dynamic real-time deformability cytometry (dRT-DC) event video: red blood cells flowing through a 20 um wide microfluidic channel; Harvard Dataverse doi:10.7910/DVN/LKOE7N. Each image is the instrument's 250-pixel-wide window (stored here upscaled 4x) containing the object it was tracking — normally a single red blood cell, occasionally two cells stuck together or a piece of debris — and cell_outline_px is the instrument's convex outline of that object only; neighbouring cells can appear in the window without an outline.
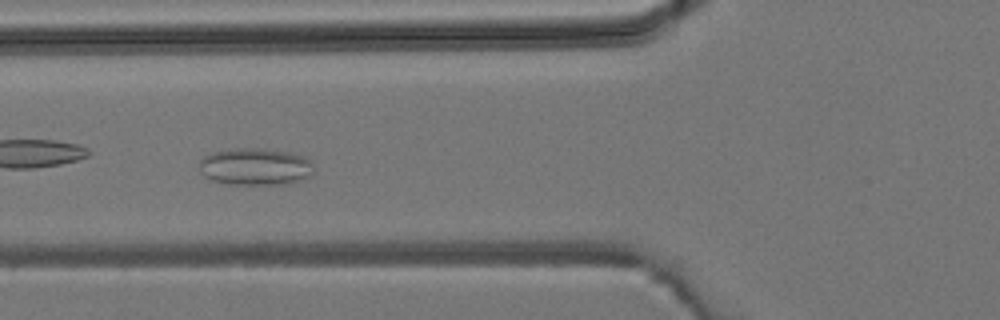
{"species": "common noctule bat (a hibernating species)", "species_latin": "Nyctalus noctula", "temperature_condition": "room temperature", "stored_images_in_passage": 2, "camera_frame_rate_fps": 3000, "um_per_image_px": 0.085, "animal": {"sex": "male", "body_mass_g": 19.2, "forearm_length_mm": 51.8}, "frame": {"image": 1, "passage_image": 2, "time_ms": 1.0, "image_size_px": [1000, 320], "cell_outline_px": [[312, 172], [308, 176], [300, 180], [284, 184], [228, 184], [212, 180], [204, 176], [200, 172], [200, 160], [204, 156], [212, 152], [236, 148], [256, 148], [288, 152], [304, 156], [312, 160]], "centroid_in_image_um": [21.68, 14.16], "position_along_channel_um": 104.1, "area_um2": 24.68}}